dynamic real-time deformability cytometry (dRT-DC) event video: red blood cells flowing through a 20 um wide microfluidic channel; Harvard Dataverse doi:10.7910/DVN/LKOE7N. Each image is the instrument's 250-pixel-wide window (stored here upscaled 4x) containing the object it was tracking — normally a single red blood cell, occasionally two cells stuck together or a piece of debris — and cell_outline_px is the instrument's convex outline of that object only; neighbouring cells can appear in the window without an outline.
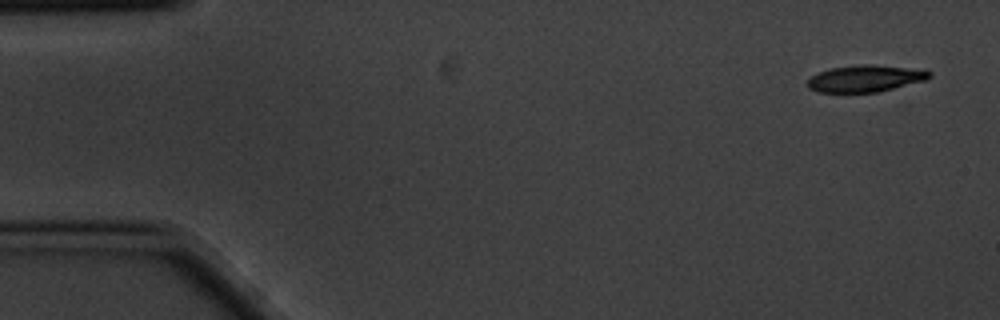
{"species": "common noctule bat (a hibernating species)", "species_latin": "Nyctalus noctula", "temperature_condition": "cold", "stored_images_in_passage": 4, "camera_frame_rate_fps": 3000, "um_per_image_px": 0.085, "animal": {"sex": "male", "body_mass_g": 20.1, "forearm_length_mm": 53.5}, "frame": {"image": 1, "passage_image": 1, "time_ms": 0.0, "image_size_px": [1000, 320], "cell_outline_px": [[932, 76], [928, 80], [876, 92], [820, 92], [808, 88], [808, 80], [816, 72], [828, 68], [864, 64], [872, 64], [924, 68], [932, 72]], "centroid_in_image_um": [73.63, 6.64], "position_along_channel_um": 11.4, "area_um2": 19.42}}